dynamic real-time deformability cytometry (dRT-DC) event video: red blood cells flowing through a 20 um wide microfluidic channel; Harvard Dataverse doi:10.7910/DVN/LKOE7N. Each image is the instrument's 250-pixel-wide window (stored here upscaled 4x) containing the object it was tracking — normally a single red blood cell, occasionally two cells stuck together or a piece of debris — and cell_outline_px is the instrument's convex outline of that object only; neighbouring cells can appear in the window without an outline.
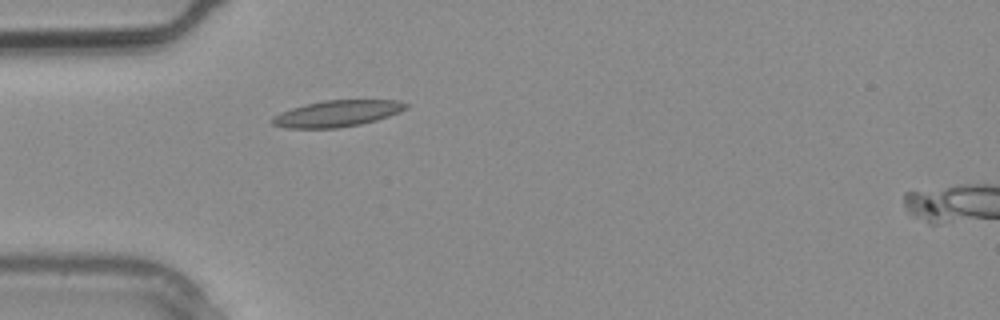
{"species": "common noctule bat (a hibernating species)", "species_latin": "Nyctalus noctula", "temperature_condition": "warm", "stored_images_in_passage": 4, "camera_frame_rate_fps": 3000, "um_per_image_px": 0.085, "animal": {"sex": "male", "body_mass_g": 20.4}, "frame": {"image": 1, "passage_image": 3, "time_ms": 0.667, "image_size_px": [1000, 320], "cell_outline_px": [[412, 104], [408, 108], [388, 116], [376, 120], [360, 124], [336, 128], [284, 128], [272, 124], [268, 120], [272, 116], [280, 112], [304, 104], [324, 100], [396, 100]], "centroid_in_image_um": [28.62, 9.65], "position_along_channel_um": 56.4, "area_um2": 20.69}}